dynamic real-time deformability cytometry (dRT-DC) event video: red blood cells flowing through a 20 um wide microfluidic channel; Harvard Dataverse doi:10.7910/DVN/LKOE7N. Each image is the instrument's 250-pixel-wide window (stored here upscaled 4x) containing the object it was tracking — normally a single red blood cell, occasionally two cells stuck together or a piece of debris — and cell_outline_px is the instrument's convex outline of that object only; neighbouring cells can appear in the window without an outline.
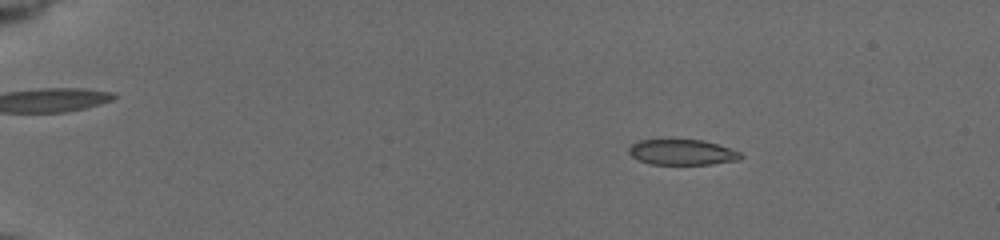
{"species": "common noctule bat (a hibernating species)", "species_latin": "Nyctalus noctula", "temperature_condition": "cold", "stored_images_in_passage": 57, "camera_frame_rate_fps": 3000, "um_per_image_px": 0.085, "animal": {"sex": "female", "body_mass_g": 19.5, "forearm_length_mm": 54.1}, "frame": {"image": 1, "passage_image": 11, "time_ms": 3.333, "image_size_px": [1000, 240], "cell_outline_px": [[744, 156], [740, 160], [712, 164], [648, 164], [632, 156], [628, 152], [628, 148], [632, 144], [640, 140], [704, 140], [740, 152]], "centroid_in_image_um": [57.99, 12.95], "position_along_channel_um": 27.0, "area_um2": 16.53}}
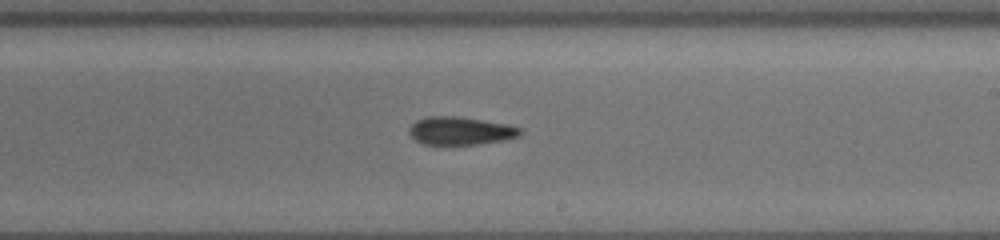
{"frame": {"image": 2, "passage_image": 37, "time_ms": 12.0, "image_size_px": [1000, 240], "cell_outline_px": [[524, 132], [520, 136], [504, 140], [476, 144], [444, 148], [424, 144], [416, 140], [408, 132], [408, 128], [416, 120], [428, 116], [456, 116], [508, 124], [524, 128]], "centroid_in_image_um": [39.14, 11.16], "position_along_channel_um": 249.9, "area_um2": 18.96}}
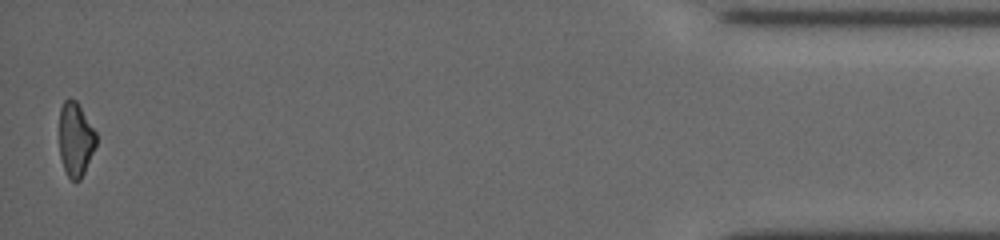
{"frame": {"image": 3, "passage_image": 57, "time_ms": 18.667, "image_size_px": [1000, 240], "cell_outline_px": [[96, 144], [84, 172], [80, 180], [76, 184], [68, 176], [64, 168], [60, 156], [60, 108], [64, 100], [68, 96], [76, 100], [96, 132]], "centroid_in_image_um": [6.41, 11.83], "position_along_channel_um": 428.8, "area_um2": 15.84}, "authors_computed_cell_mechanics": {"area_um2": 17.8602, "velocity_mm_per_s": 3.7767, "shape_relaxation_time_tau1_ms": 11.251, "shape_relaxation_time_tau2_ms": 11.0146, "deformation_change_tau1": 0.2431, "deformation_change_tau2": 0.2287}}